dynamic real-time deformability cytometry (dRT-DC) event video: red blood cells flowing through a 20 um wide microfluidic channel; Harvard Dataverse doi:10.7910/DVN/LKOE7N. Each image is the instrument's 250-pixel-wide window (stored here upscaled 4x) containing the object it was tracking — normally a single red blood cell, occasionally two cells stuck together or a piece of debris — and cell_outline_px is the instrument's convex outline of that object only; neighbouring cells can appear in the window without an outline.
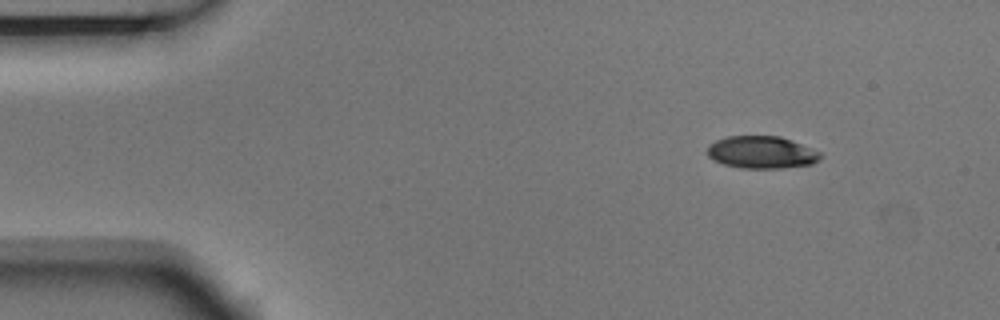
{"species": "Egyptian fruit bat (a non-hibernating species)", "species_latin": "Rousettus aegyptiacus", "temperature_condition": "room temperature", "stored_images_in_passage": 4, "camera_frame_rate_fps": 3000, "um_per_image_px": 0.085, "animal": {"sex": "male"}, "frame": {"image": 1, "passage_image": 1, "time_ms": 0.0, "image_size_px": [1000, 320], "cell_outline_px": [[820, 160], [812, 164], [784, 168], [740, 168], [724, 164], [712, 160], [708, 156], [708, 144], [716, 140], [728, 136], [780, 136], [792, 140], [820, 152]], "centroid_in_image_um": [64.72, 12.95], "position_along_channel_um": 20.3, "area_um2": 21.39}}
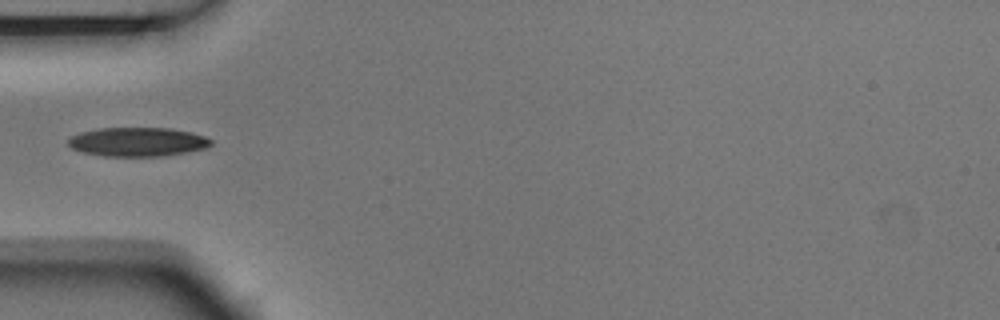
{"frame": {"image": 2, "passage_image": 4, "time_ms": 1.0, "image_size_px": [1000, 320], "cell_outline_px": [[212, 144], [204, 148], [164, 156], [104, 156], [84, 152], [72, 148], [68, 144], [68, 140], [72, 136], [80, 132], [100, 128], [168, 128], [188, 132], [204, 136], [212, 140]], "centroid_in_image_um": [11.67, 12.06], "position_along_channel_um": 73.3, "area_um2": 23.81}}